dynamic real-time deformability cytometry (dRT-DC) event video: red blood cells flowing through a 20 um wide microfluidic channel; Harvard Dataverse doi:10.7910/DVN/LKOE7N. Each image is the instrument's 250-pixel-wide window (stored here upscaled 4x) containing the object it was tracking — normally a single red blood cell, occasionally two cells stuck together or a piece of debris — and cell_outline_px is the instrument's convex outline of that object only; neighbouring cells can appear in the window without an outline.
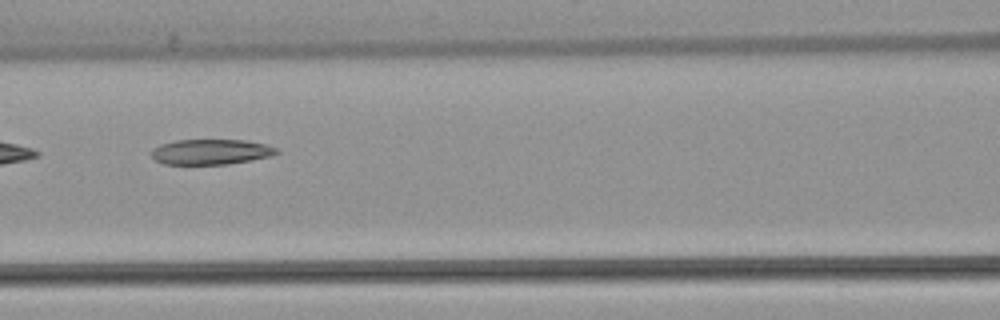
{"species": "common noctule bat (a hibernating species)", "species_latin": "Nyctalus noctula", "temperature_condition": "warm", "stored_images_in_passage": 5, "camera_frame_rate_fps": 3000, "um_per_image_px": 0.085, "animal": {"sex": "female", "body_mass_g": 22.7, "forearm_length_mm": 54.2}, "frame": {"image": 1, "passage_image": 4, "time_ms": 3.667, "image_size_px": [1000, 320], "cell_outline_px": [[280, 152], [272, 156], [228, 164], [164, 164], [156, 160], [148, 152], [152, 148], [160, 144], [176, 140], [244, 140], [264, 144], [280, 148]], "centroid_in_image_um": [17.92, 12.9], "position_along_channel_um": 148.7, "area_um2": 18.61}}
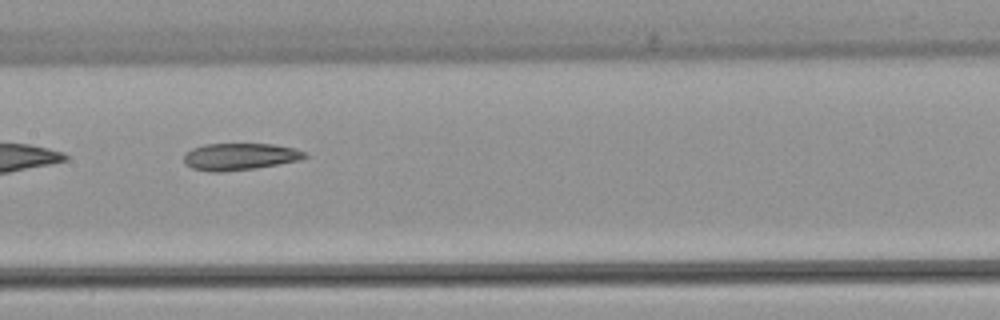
{"frame": {"image": 2, "passage_image": 5, "time_ms": 4.667, "image_size_px": [1000, 320], "cell_outline_px": [[308, 156], [300, 160], [256, 168], [224, 172], [208, 172], [192, 168], [184, 164], [184, 152], [192, 148], [204, 144], [272, 144], [296, 148], [304, 152]], "centroid_in_image_um": [20.34, 13.31], "position_along_channel_um": 187.1, "area_um2": 19.19}}